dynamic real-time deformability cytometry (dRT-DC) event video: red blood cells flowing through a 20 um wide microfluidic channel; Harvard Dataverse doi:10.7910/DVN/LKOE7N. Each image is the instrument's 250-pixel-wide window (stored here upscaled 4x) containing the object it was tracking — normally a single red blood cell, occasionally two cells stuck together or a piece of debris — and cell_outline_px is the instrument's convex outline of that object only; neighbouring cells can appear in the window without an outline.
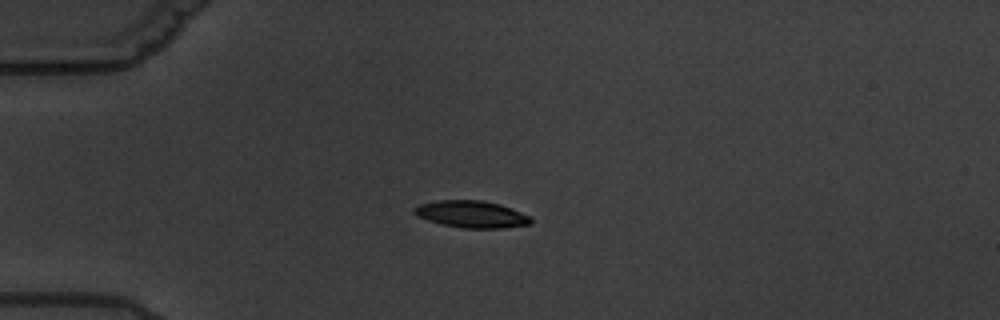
{"species": "common noctule bat (a hibernating species)", "species_latin": "Nyctalus noctula", "temperature_condition": "warm", "stored_images_in_passage": 4, "camera_frame_rate_fps": 3000, "um_per_image_px": 0.085, "animal": {"sex": "male", "body_mass_g": 19.5, "forearm_length_mm": 54.6}, "frame": {"image": 1, "passage_image": 2, "time_ms": 2.0, "image_size_px": [1000, 320], "cell_outline_px": [[532, 224], [504, 228], [464, 228], [440, 224], [428, 220], [412, 212], [412, 208], [420, 204], [440, 200], [480, 200], [500, 204], [532, 216]], "centroid_in_image_um": [40.11, 18.21], "position_along_channel_um": 44.9, "area_um2": 18.38}}